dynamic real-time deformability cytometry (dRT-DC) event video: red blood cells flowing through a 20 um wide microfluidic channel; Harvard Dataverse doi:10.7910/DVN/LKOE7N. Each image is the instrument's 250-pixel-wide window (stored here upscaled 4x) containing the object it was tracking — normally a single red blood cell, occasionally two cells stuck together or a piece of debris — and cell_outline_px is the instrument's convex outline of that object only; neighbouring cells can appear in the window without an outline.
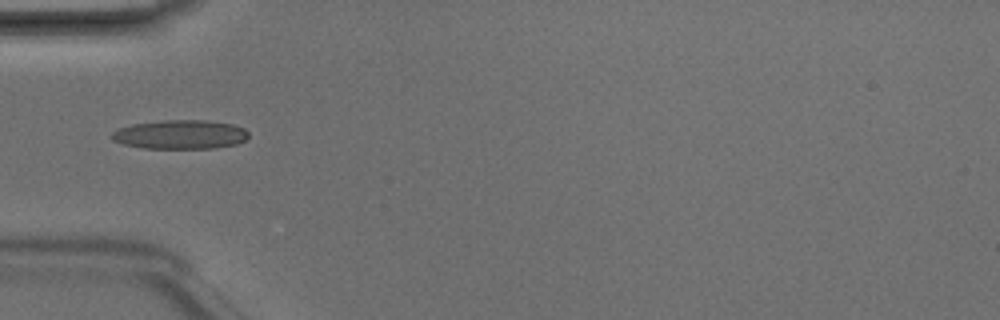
{"species": "Egyptian fruit bat (a non-hibernating species)", "species_latin": "Rousettus aegyptiacus", "temperature_condition": "room temperature", "stored_images_in_passage": 5, "camera_frame_rate_fps": 3000, "um_per_image_px": 0.085, "animal": {"sex": "male"}, "frame": {"image": 1, "passage_image": 3, "time_ms": 0.667, "image_size_px": [1000, 320], "cell_outline_px": [[248, 136], [244, 140], [236, 144], [216, 148], [144, 148], [124, 144], [112, 140], [108, 136], [116, 128], [132, 124], [164, 120], [208, 120], [232, 124], [244, 128], [248, 132]], "centroid_in_image_um": [15.28, 11.42], "position_along_channel_um": 69.7, "area_um2": 23.29}}